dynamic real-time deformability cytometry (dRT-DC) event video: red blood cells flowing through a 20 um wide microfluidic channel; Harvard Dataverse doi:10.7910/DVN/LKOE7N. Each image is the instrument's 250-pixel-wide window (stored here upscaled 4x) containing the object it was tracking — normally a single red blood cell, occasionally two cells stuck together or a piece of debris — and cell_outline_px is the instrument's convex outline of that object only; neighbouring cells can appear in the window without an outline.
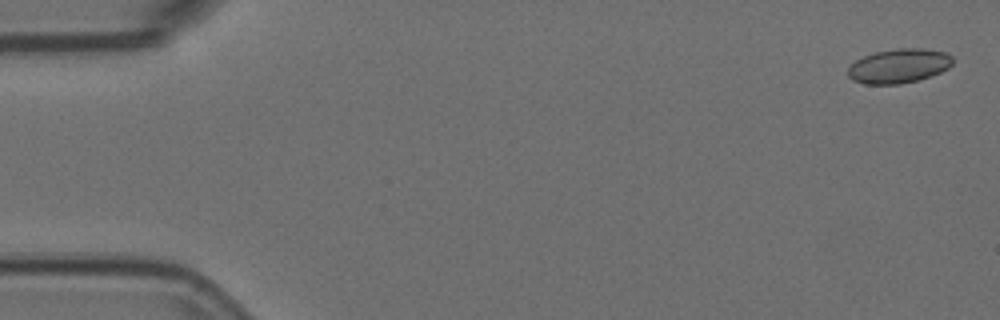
{"species": "Egyptian fruit bat (a non-hibernating species)", "species_latin": "Rousettus aegyptiacus", "temperature_condition": "room temperature", "stored_images_in_passage": 2, "camera_frame_rate_fps": 3000, "um_per_image_px": 0.085, "animal": {"sex": "female"}, "frame": {"image": 1, "passage_image": 2, "time_ms": 0.333, "image_size_px": [1000, 320], "cell_outline_px": [[952, 64], [948, 68], [940, 72], [916, 80], [900, 84], [864, 84], [852, 80], [848, 76], [848, 68], [856, 60], [864, 56], [876, 52], [896, 48], [920, 48], [948, 52], [952, 56]], "centroid_in_image_um": [76.4, 5.6], "position_along_channel_um": 8.6, "area_um2": 20.87}}